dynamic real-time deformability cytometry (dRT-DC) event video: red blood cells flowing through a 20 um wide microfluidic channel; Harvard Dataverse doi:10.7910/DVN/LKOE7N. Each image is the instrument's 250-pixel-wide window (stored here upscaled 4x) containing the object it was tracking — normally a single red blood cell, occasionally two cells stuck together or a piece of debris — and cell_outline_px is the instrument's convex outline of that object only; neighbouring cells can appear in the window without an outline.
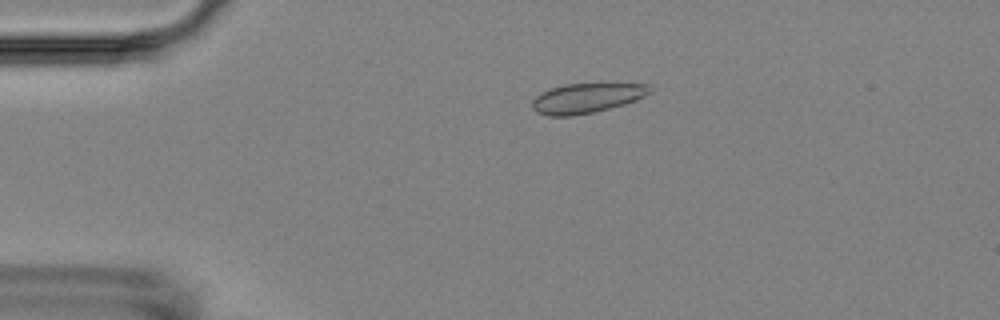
{"species": "Egyptian fruit bat (a non-hibernating species)", "species_latin": "Rousettus aegyptiacus", "temperature_condition": "room temperature", "stored_images_in_passage": 6, "camera_frame_rate_fps": 3000, "um_per_image_px": 0.085, "animal": {"sex": "female"}, "frame": {"image": 1, "passage_image": 3, "time_ms": 2.667, "image_size_px": [1000, 320], "cell_outline_px": [[652, 92], [636, 100], [624, 104], [592, 112], [572, 116], [548, 116], [536, 112], [532, 108], [532, 100], [536, 96], [552, 88], [564, 84], [652, 84]], "centroid_in_image_um": [49.87, 8.34], "position_along_channel_um": 35.1, "area_um2": 20.23}}